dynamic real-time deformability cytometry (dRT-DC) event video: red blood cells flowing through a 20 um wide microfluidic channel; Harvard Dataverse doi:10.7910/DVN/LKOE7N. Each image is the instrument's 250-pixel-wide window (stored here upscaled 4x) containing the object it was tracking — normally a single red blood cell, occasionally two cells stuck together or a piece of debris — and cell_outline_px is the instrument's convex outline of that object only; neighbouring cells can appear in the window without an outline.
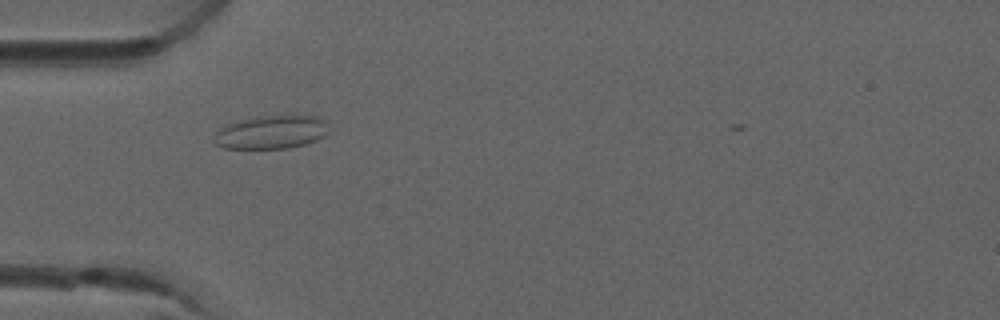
{"species": "common noctule bat (a hibernating species)", "species_latin": "Nyctalus noctula", "temperature_condition": "room temperature", "stored_images_in_passage": 6, "camera_frame_rate_fps": 3000, "um_per_image_px": 0.085, "animal": {"sex": "male", "forearm_length_mm": 52.5}, "frame": {"image": 1, "passage_image": 2, "time_ms": 0.333, "image_size_px": [1000, 320], "cell_outline_px": [[328, 132], [324, 136], [316, 140], [304, 144], [288, 148], [224, 148], [216, 144], [212, 140], [212, 136], [224, 124], [256, 116], [292, 112], [316, 116], [328, 120]], "centroid_in_image_um": [23.09, 11.17], "position_along_channel_um": 61.9, "area_um2": 23.35}}
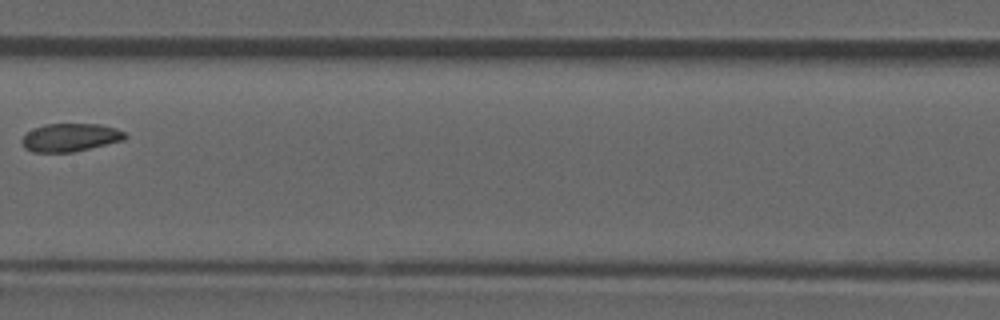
{"frame": {"image": 2, "passage_image": 5, "time_ms": 1.333, "image_size_px": [1000, 320], "cell_outline_px": [[128, 136], [124, 140], [72, 152], [32, 152], [24, 148], [20, 140], [32, 128], [44, 124], [100, 124], [116, 128], [124, 132]], "centroid_in_image_um": [5.95, 11.68], "position_along_channel_um": 201.4, "area_um2": 16.94}}
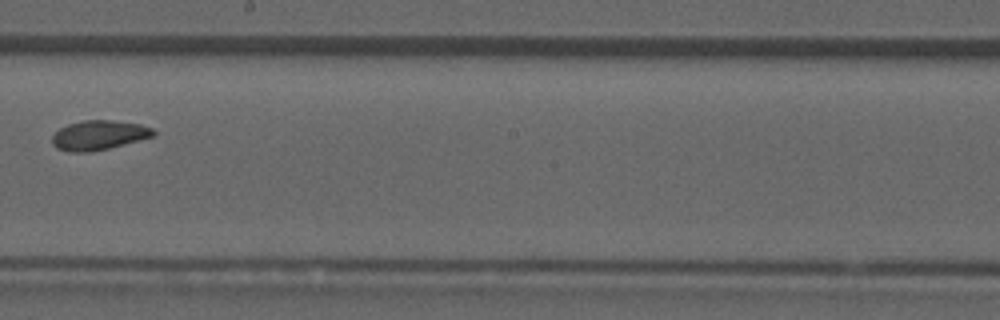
{"frame": {"image": 3, "passage_image": 6, "time_ms": 1.667, "image_size_px": [1000, 320], "cell_outline_px": [[156, 136], [92, 152], [68, 152], [56, 148], [52, 144], [52, 136], [60, 128], [68, 124], [84, 120], [112, 120], [140, 124], [152, 128], [156, 132]], "centroid_in_image_um": [8.4, 11.49], "position_along_channel_um": 239.8, "area_um2": 17.51}}